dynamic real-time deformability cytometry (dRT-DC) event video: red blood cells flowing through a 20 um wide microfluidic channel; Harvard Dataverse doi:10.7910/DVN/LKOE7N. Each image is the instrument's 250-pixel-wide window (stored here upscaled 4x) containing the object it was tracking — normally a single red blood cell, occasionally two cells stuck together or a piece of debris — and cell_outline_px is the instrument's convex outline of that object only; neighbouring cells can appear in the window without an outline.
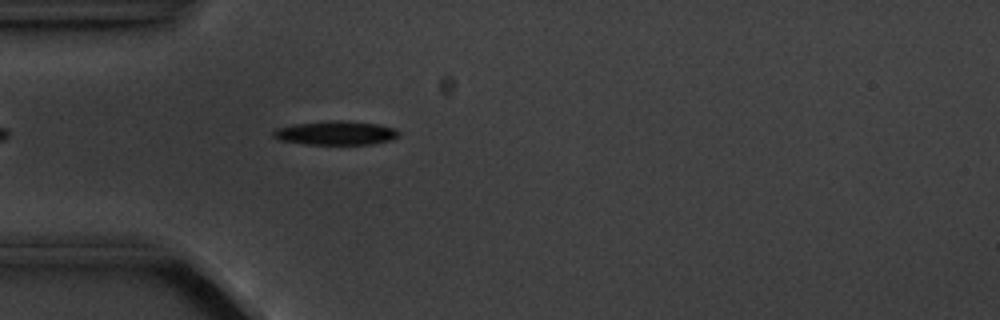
{"species": "common noctule bat (a hibernating species)", "species_latin": "Nyctalus noctula", "temperature_condition": "cold", "stored_images_in_passage": 4, "camera_frame_rate_fps": 3000, "um_per_image_px": 0.085, "animal": {"sex": "male", "body_mass_g": 20.1, "forearm_length_mm": 53.5}, "frame": {"image": 1, "passage_image": 4, "time_ms": 4.333, "image_size_px": [1000, 320], "cell_outline_px": [[400, 136], [388, 140], [372, 144], [304, 144], [280, 140], [272, 136], [272, 132], [276, 128], [292, 124], [332, 120], [340, 120], [380, 124], [396, 128], [400, 132]], "centroid_in_image_um": [28.54, 11.29], "position_along_channel_um": 56.5, "area_um2": 17.63}}